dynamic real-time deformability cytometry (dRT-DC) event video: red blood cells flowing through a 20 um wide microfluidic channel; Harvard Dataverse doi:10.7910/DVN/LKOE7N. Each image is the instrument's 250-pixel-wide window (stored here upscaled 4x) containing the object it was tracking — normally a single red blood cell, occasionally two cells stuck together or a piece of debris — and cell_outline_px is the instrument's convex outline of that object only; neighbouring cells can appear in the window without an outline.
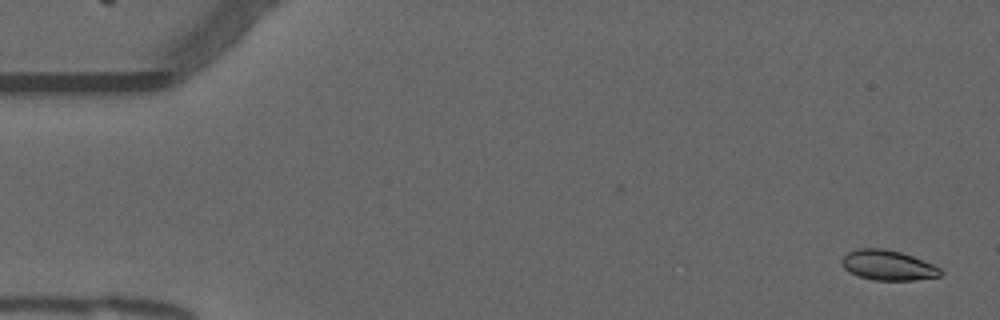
{"species": "common noctule bat (a hibernating species)", "species_latin": "Nyctalus noctula", "temperature_condition": "warm", "stored_images_in_passage": 53, "camera_frame_rate_fps": 3000, "um_per_image_px": 0.085, "animal": {"sex": "male", "forearm_length_mm": 52.5}, "frame": {"image": 1, "passage_image": 1, "time_ms": 0.0, "image_size_px": [1000, 320], "cell_outline_px": [[944, 272], [940, 276], [916, 280], [872, 280], [860, 276], [844, 268], [840, 260], [848, 252], [856, 248], [884, 248], [900, 252], [912, 256], [932, 264], [940, 268]], "centroid_in_image_um": [75.48, 22.54], "position_along_channel_um": 9.5, "area_um2": 17.22}}
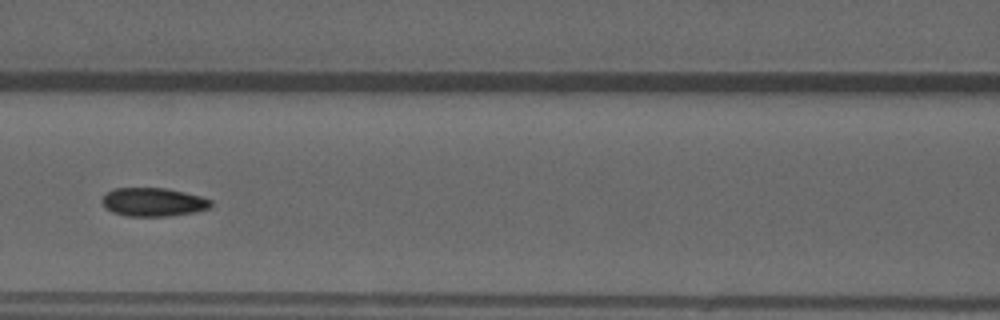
{"frame": {"image": 2, "passage_image": 23, "time_ms": 7.333, "image_size_px": [1000, 320], "cell_outline_px": [[212, 204], [208, 208], [196, 212], [168, 216], [124, 216], [112, 212], [104, 208], [100, 200], [104, 192], [112, 188], [164, 188], [184, 192], [200, 196], [212, 200]], "centroid_in_image_um": [12.95, 17.17], "position_along_channel_um": 153.6, "area_um2": 18.38}}
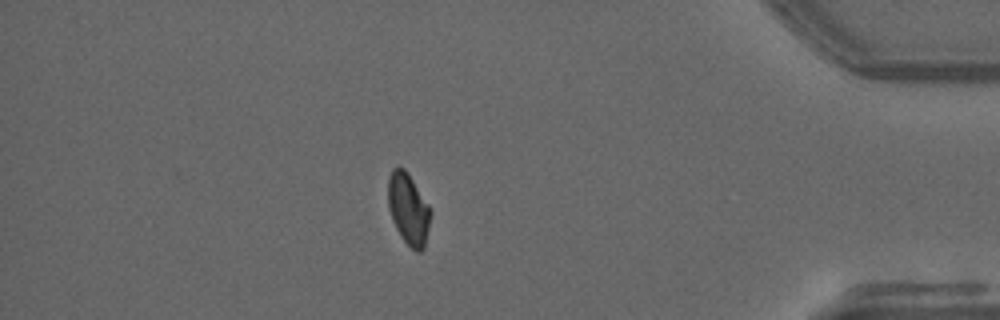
{"frame": {"image": 3, "passage_image": 46, "time_ms": 15.0, "image_size_px": [1000, 320], "cell_outline_px": [[432, 212], [424, 248], [420, 252], [416, 252], [400, 236], [392, 220], [388, 208], [388, 176], [392, 168], [404, 168], [408, 172], [428, 204]], "centroid_in_image_um": [34.71, 17.75], "position_along_channel_um": 400.5, "area_um2": 17.74}, "authors_computed_cell_mechanics": {"area_um2": 17.9758, "velocity_mm_per_s": 3.7751, "shape_relaxation_time_tau1_ms": 9.2354, "shape_relaxation_time_tau2_ms": 1.7312, "deformation_change_tau1": 0.1785, "deformation_change_tau2": 0.0457}}